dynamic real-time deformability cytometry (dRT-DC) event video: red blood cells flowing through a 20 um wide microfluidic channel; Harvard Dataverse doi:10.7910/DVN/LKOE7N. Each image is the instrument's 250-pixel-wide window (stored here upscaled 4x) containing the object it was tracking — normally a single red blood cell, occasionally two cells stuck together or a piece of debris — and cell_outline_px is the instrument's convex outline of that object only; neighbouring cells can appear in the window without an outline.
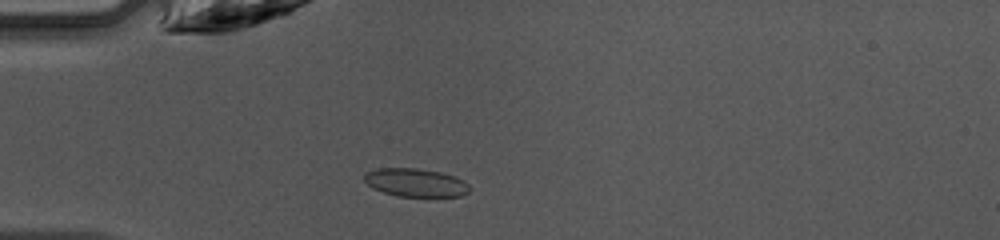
{"species": "common noctule bat (a hibernating species)", "species_latin": "Nyctalus noctula", "temperature_condition": "warm", "stored_images_in_passage": 34, "camera_frame_rate_fps": 3000, "um_per_image_px": 0.085, "animal": {"sex": "female", "body_mass_g": 10.0, "forearm_length_mm": 53.1}, "frame": {"image": 1, "passage_image": 4, "time_ms": 1.0, "image_size_px": [1000, 240], "cell_outline_px": [[472, 188], [468, 192], [460, 196], [396, 196], [372, 188], [364, 180], [364, 172], [376, 168], [416, 168], [440, 172], [456, 176], [464, 180]], "centroid_in_image_um": [35.33, 15.51], "position_along_channel_um": 49.7, "area_um2": 17.46}}
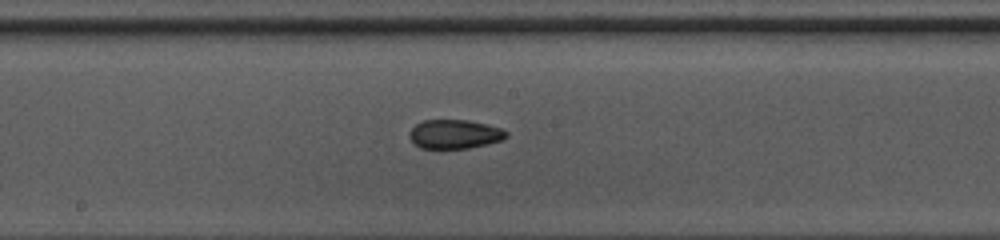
{"frame": {"image": 2, "passage_image": 16, "time_ms": 5.0, "image_size_px": [1000, 240], "cell_outline_px": [[508, 136], [504, 140], [468, 148], [420, 148], [412, 144], [408, 136], [408, 132], [416, 124], [424, 120], [468, 120], [488, 124], [500, 128], [508, 132]], "centroid_in_image_um": [38.62, 11.4], "position_along_channel_um": 209.6, "area_um2": 16.59}}
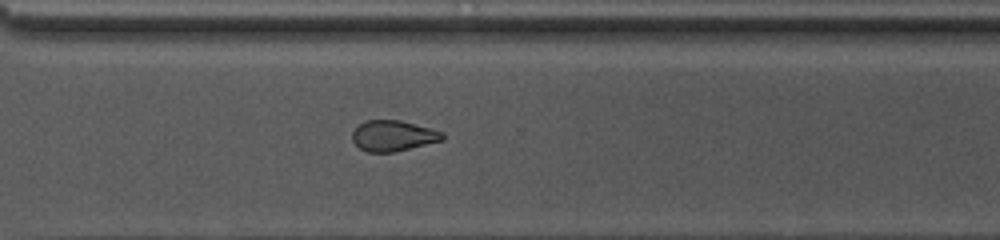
{"frame": {"image": 3, "passage_image": 25, "time_ms": 8.0, "image_size_px": [1000, 240], "cell_outline_px": [[444, 140], [392, 152], [368, 152], [360, 148], [352, 140], [352, 132], [360, 124], [368, 120], [400, 120], [444, 132]], "centroid_in_image_um": [33.42, 11.54], "position_along_channel_um": 337.2, "area_um2": 15.95}, "authors_computed_cell_mechanics": {"area_um2": 16.9643, "velocity_mm_per_s": 4.2714, "shape_relaxation_time_tau1_ms": null, "shape_relaxation_time_tau2_ms": 2.2625, "deformation_change_tau1": null, "deformation_change_tau2": 0.0726}}